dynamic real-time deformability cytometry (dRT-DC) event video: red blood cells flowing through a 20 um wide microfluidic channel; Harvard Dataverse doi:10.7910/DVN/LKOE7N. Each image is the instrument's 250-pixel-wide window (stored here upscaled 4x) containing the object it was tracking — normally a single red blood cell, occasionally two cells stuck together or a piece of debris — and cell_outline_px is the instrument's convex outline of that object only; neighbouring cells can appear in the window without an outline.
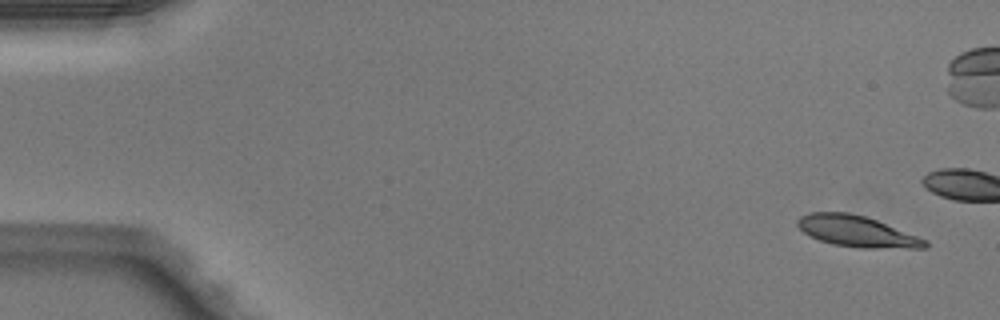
{"species": "Egyptian fruit bat (a non-hibernating species)", "species_latin": "Rousettus aegyptiacus", "temperature_condition": "warm", "stored_images_in_passage": 14, "camera_frame_rate_fps": 3000, "um_per_image_px": 0.085, "animal": {"sex": "male"}, "frame": {"image": 1, "passage_image": 1, "time_ms": 0.0, "image_size_px": [1000, 320], "cell_outline_px": [[928, 248], [856, 248], [832, 244], [820, 240], [804, 232], [796, 224], [796, 220], [800, 216], [808, 212], [848, 212], [864, 216], [876, 220], [928, 240]], "centroid_in_image_um": [72.83, 19.67], "position_along_channel_um": 12.2, "area_um2": 23.12}}